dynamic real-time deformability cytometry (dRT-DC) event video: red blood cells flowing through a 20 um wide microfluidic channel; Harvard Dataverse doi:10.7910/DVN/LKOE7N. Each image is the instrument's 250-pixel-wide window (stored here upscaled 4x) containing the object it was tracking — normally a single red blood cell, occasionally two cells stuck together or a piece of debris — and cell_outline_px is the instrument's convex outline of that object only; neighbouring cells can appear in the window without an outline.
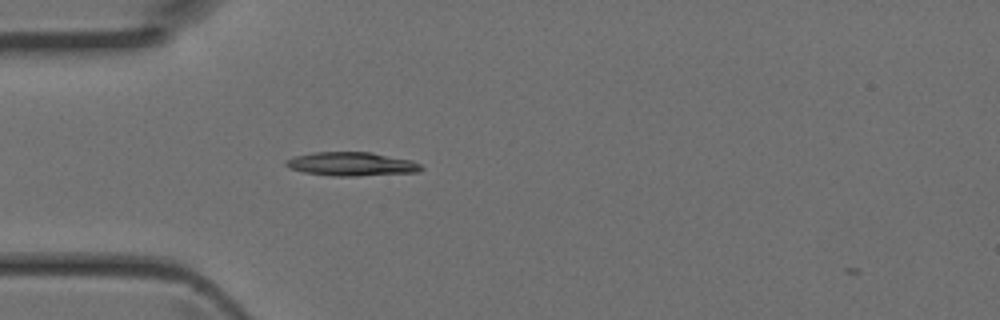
{"species": "Egyptian fruit bat (a non-hibernating species)", "species_latin": "Rousettus aegyptiacus", "temperature_condition": "room temperature", "stored_images_in_passage": 2, "camera_frame_rate_fps": 3000, "um_per_image_px": 0.085, "animal": {"sex": "female"}, "frame": {"image": 1, "passage_image": 1, "time_ms": 0.0, "image_size_px": [1000, 320], "cell_outline_px": [[424, 168], [420, 172], [356, 176], [332, 176], [304, 172], [288, 168], [284, 164], [284, 160], [292, 156], [312, 152], [372, 152], [412, 160], [420, 164]], "centroid_in_image_um": [29.86, 13.94], "position_along_channel_um": 55.1, "area_um2": 19.02}}